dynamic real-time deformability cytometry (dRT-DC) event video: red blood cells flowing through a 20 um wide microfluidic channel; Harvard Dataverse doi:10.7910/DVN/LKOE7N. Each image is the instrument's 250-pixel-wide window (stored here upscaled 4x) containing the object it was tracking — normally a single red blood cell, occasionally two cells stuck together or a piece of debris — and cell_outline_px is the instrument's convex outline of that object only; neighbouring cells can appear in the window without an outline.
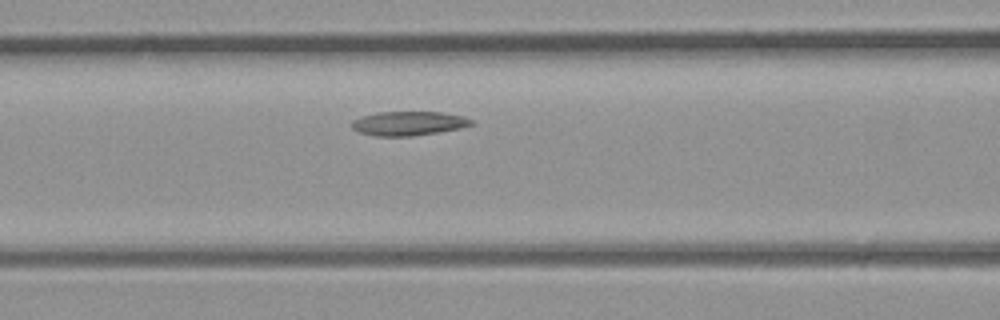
{"species": "common noctule bat (a hibernating species)", "species_latin": "Nyctalus noctula", "temperature_condition": "room temperature", "stored_images_in_passage": 4, "camera_frame_rate_fps": 3000, "um_per_image_px": 0.085, "animal": {"sex": "male", "body_mass_g": 23.1, "forearm_length_mm": 52.7}, "frame": {"image": 1, "passage_image": 4, "time_ms": 1.0, "image_size_px": [1000, 320], "cell_outline_px": [[472, 124], [460, 128], [412, 136], [376, 136], [360, 132], [352, 128], [352, 120], [360, 116], [380, 112], [444, 112], [460, 116], [472, 120]], "centroid_in_image_um": [34.68, 10.48], "position_along_channel_um": 131.9, "area_um2": 16.59}}